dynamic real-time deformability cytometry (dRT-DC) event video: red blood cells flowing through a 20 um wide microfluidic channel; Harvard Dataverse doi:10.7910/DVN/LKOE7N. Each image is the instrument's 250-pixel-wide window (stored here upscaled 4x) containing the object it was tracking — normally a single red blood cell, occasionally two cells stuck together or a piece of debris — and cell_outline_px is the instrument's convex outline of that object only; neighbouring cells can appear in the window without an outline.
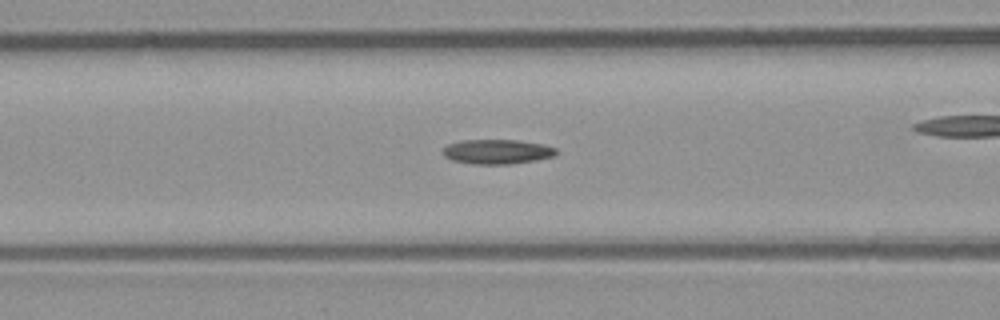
{"species": "common noctule bat (a hibernating species)", "species_latin": "Nyctalus noctula", "temperature_condition": "room temperature", "stored_images_in_passage": 54, "camera_frame_rate_fps": 3000, "um_per_image_px": 0.085, "animal": {"sex": "male", "body_mass_g": 23.1, "forearm_length_mm": 52.7}, "frame": {"image": 1, "passage_image": 22, "time_ms": 7.0, "image_size_px": [1000, 320], "cell_outline_px": [[560, 152], [556, 156], [536, 160], [512, 164], [472, 164], [452, 160], [444, 156], [440, 152], [448, 144], [460, 140], [516, 140], [544, 144], [556, 148]], "centroid_in_image_um": [42.28, 12.89], "position_along_channel_um": 124.3, "area_um2": 16.53}}
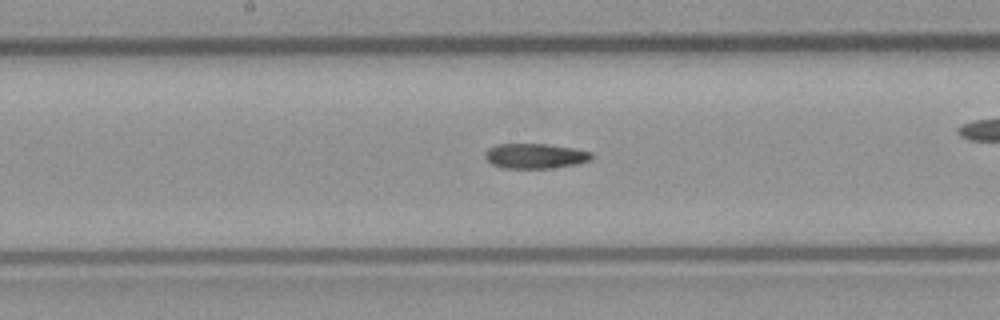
{"frame": {"image": 2, "passage_image": 28, "time_ms": 9.0, "image_size_px": [1000, 320], "cell_outline_px": [[592, 160], [576, 164], [552, 168], [504, 168], [492, 164], [484, 156], [484, 152], [488, 148], [496, 144], [544, 144], [572, 148], [592, 152]], "centroid_in_image_um": [45.47, 13.26], "position_along_channel_um": 202.7, "area_um2": 15.49}}
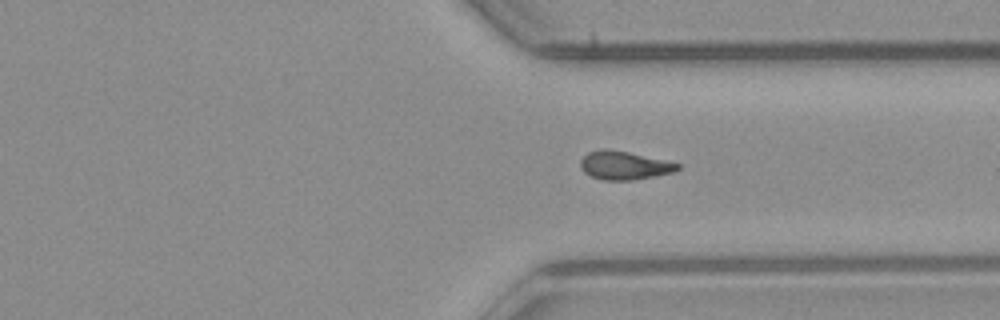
{"frame": {"image": 3, "passage_image": 40, "time_ms": 13.0, "image_size_px": [1000, 320], "cell_outline_px": [[680, 168], [672, 172], [632, 180], [604, 180], [592, 176], [584, 172], [580, 168], [580, 160], [588, 152], [600, 148], [608, 148], [628, 152], [680, 164]], "centroid_in_image_um": [52.99, 14.04], "position_along_channel_um": 358.4, "area_um2": 15.9}, "authors_computed_cell_mechanics": {"area_um2": 15.8372, "velocity_mm_per_s": 3.8972, "shape_relaxation_time_tau1_ms": null, "shape_relaxation_time_tau2_ms": 6.1323, "deformation_change_tau1": null, "deformation_change_tau2": 0.1169}}